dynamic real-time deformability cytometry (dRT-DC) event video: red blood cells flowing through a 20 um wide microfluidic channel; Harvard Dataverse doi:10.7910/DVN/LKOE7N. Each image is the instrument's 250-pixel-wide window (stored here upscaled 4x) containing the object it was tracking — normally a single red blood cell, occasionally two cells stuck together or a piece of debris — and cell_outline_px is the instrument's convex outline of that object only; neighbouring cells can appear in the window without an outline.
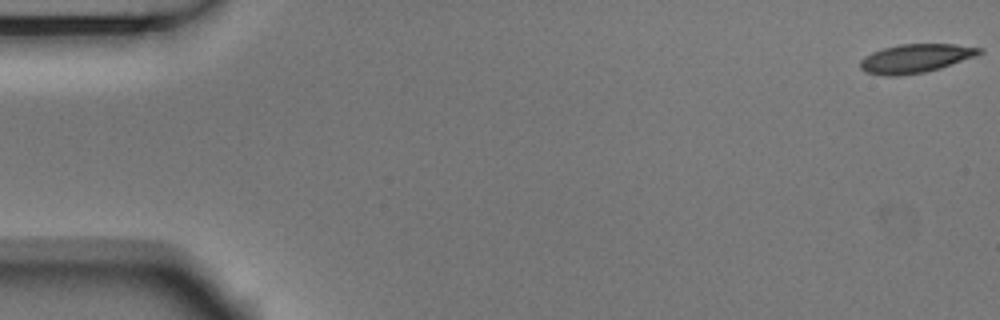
{"species": "Egyptian fruit bat (a non-hibernating species)", "species_latin": "Rousettus aegyptiacus", "temperature_condition": "room temperature", "stored_images_in_passage": 7, "camera_frame_rate_fps": 3000, "um_per_image_px": 0.085, "animal": {"sex": "male"}, "frame": {"image": 1, "passage_image": 1, "time_ms": 0.0, "image_size_px": [1000, 320], "cell_outline_px": [[984, 52], [976, 56], [940, 68], [924, 72], [896, 76], [884, 76], [864, 72], [860, 68], [860, 60], [864, 56], [872, 52], [884, 48], [900, 44], [956, 44], [984, 48]], "centroid_in_image_um": [77.83, 4.96], "position_along_channel_um": 7.2, "area_um2": 20.06}}
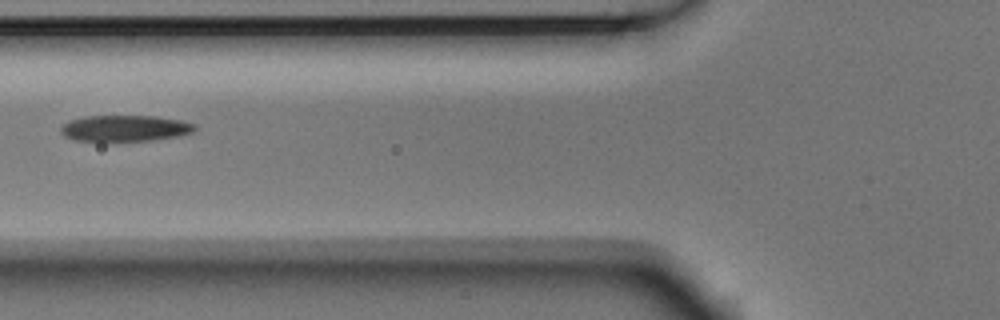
{"frame": {"image": 2, "passage_image": 6, "time_ms": 1.667, "image_size_px": [1000, 320], "cell_outline_px": [[196, 128], [192, 132], [176, 136], [152, 140], [72, 140], [64, 136], [60, 132], [60, 128], [68, 120], [84, 116], [156, 116], [180, 120], [196, 124]], "centroid_in_image_um": [10.59, 10.89], "position_along_channel_um": 115.2, "area_um2": 20.23}}
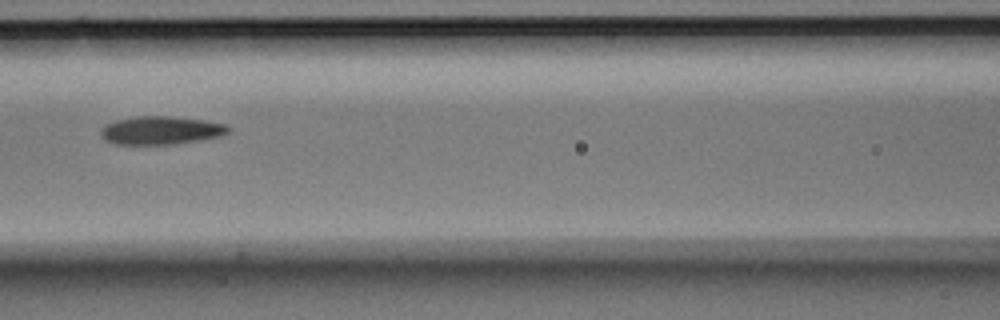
{"frame": {"image": 3, "passage_image": 7, "time_ms": 2.0, "image_size_px": [1000, 320], "cell_outline_px": [[228, 132], [224, 136], [200, 140], [172, 144], [116, 144], [104, 140], [100, 136], [100, 128], [104, 124], [116, 120], [136, 116], [168, 116], [204, 120], [228, 124]], "centroid_in_image_um": [13.65, 11.08], "position_along_channel_um": 152.9, "area_um2": 21.15}}